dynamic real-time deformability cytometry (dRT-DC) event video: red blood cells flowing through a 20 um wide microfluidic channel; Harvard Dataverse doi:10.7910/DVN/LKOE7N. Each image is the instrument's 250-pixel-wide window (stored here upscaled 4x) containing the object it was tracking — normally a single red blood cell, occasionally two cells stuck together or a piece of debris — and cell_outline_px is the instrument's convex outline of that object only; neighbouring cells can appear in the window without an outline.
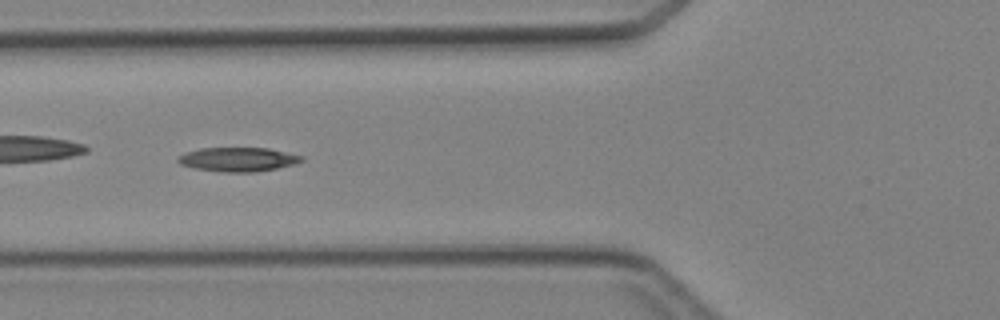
{"species": "Egyptian fruit bat (a non-hibernating species)", "species_latin": "Rousettus aegyptiacus", "temperature_condition": "cold", "stored_images_in_passage": 5, "camera_frame_rate_fps": 3000, "um_per_image_px": 0.085, "animal": {"sex": "female"}, "frame": {"image": 1, "passage_image": 5, "time_ms": 4.667, "image_size_px": [1000, 320], "cell_outline_px": [[304, 160], [292, 164], [276, 168], [256, 172], [220, 172], [196, 168], [180, 164], [176, 160], [184, 152], [200, 148], [268, 148], [304, 156]], "centroid_in_image_um": [20.22, 13.54], "position_along_channel_um": 105.6, "area_um2": 17.28}}